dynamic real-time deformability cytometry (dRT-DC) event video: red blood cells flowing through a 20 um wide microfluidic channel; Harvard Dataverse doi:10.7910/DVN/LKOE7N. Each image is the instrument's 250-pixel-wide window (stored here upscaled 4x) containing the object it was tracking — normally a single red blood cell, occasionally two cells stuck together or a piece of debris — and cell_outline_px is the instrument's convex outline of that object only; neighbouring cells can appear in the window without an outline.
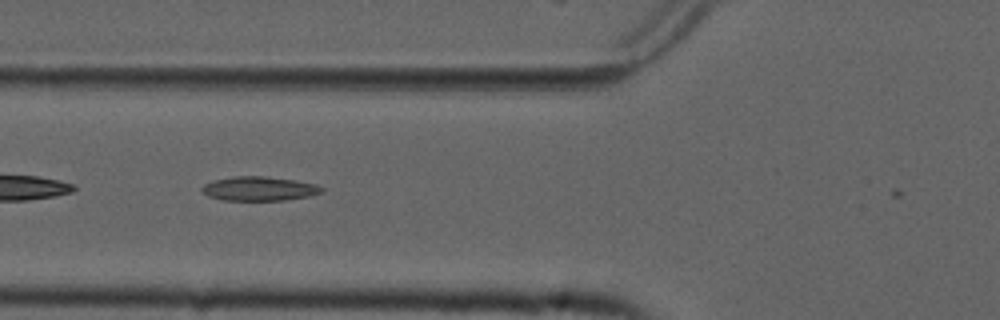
{"species": "common noctule bat (a hibernating species)", "species_latin": "Nyctalus noctula", "temperature_condition": "cold", "stored_images_in_passage": 21, "camera_frame_rate_fps": 3000, "um_per_image_px": 0.085, "animal": {"sex": "male", "forearm_length_mm": 52.5}, "frame": {"image": 1, "passage_image": 4, "time_ms": 1.0, "image_size_px": [1000, 320], "cell_outline_px": [[324, 192], [312, 196], [284, 200], [224, 200], [208, 196], [200, 188], [204, 184], [216, 180], [232, 176], [264, 176], [296, 180], [316, 184], [324, 188]], "centroid_in_image_um": [22.08, 16.03], "position_along_channel_um": 103.7, "area_um2": 16.94}}
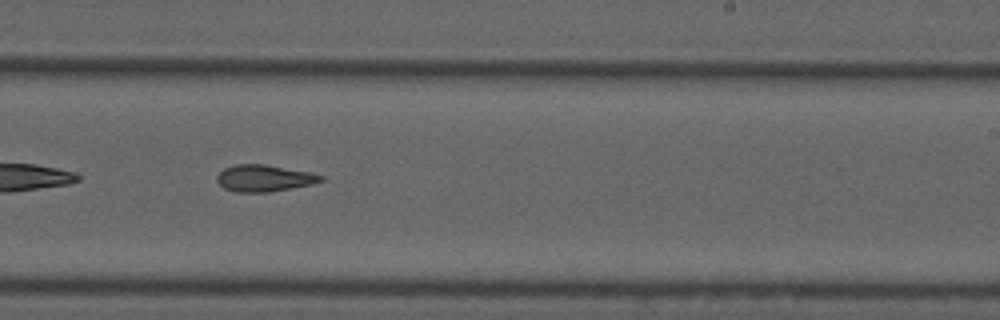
{"frame": {"image": 2, "passage_image": 17, "time_ms": 5.333, "image_size_px": [1000, 320], "cell_outline_px": [[324, 180], [312, 184], [268, 192], [236, 192], [224, 188], [216, 180], [216, 176], [224, 168], [236, 164], [264, 164], [308, 172], [324, 176]], "centroid_in_image_um": [22.43, 15.14], "position_along_channel_um": 266.6, "area_um2": 16.01}}